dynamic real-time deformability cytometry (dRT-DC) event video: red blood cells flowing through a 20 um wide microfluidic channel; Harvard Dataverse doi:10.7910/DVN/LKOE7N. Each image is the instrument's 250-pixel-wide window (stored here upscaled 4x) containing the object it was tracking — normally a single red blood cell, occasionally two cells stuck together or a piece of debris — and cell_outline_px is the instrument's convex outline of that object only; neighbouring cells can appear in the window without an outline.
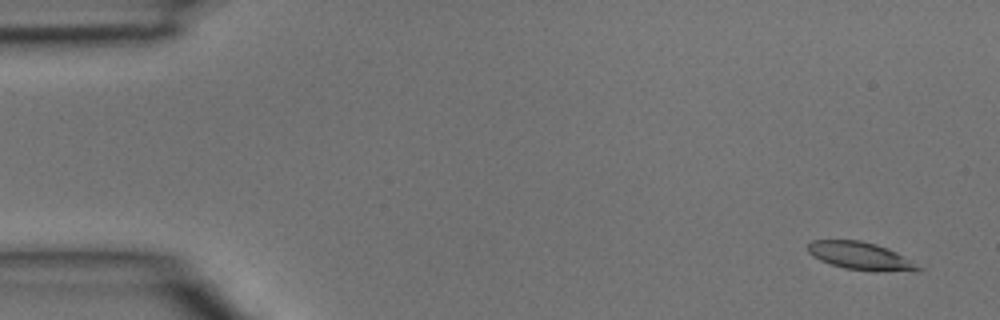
{"species": "common noctule bat (a hibernating species)", "species_latin": "Nyctalus noctula", "temperature_condition": "room temperature", "stored_images_in_passage": 5, "camera_frame_rate_fps": 3000, "um_per_image_px": 0.085, "animal": {"sex": "male", "body_mass_g": 15.6}, "frame": {"image": 1, "passage_image": 1, "time_ms": 0.0, "image_size_px": [1000, 320], "cell_outline_px": [[924, 268], [920, 272], [876, 272], [844, 268], [820, 260], [812, 256], [808, 252], [808, 244], [812, 240], [860, 240], [876, 244], [888, 248], [912, 260]], "centroid_in_image_um": [73.24, 21.78], "position_along_channel_um": 11.8, "area_um2": 18.26}}
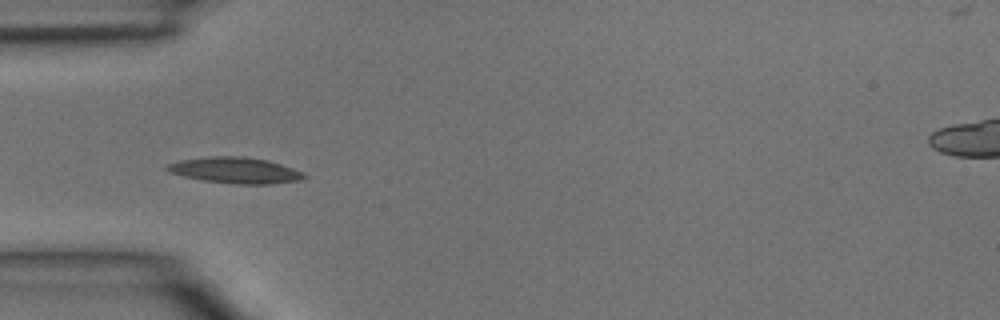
{"frame": {"image": 2, "passage_image": 4, "time_ms": 1.0, "image_size_px": [1000, 320], "cell_outline_px": [[308, 176], [300, 180], [268, 184], [236, 184], [200, 180], [168, 172], [164, 168], [168, 164], [180, 160], [208, 156], [240, 156], [268, 160], [304, 172]], "centroid_in_image_um": [19.98, 14.47], "position_along_channel_um": 65.0, "area_um2": 20.81}}
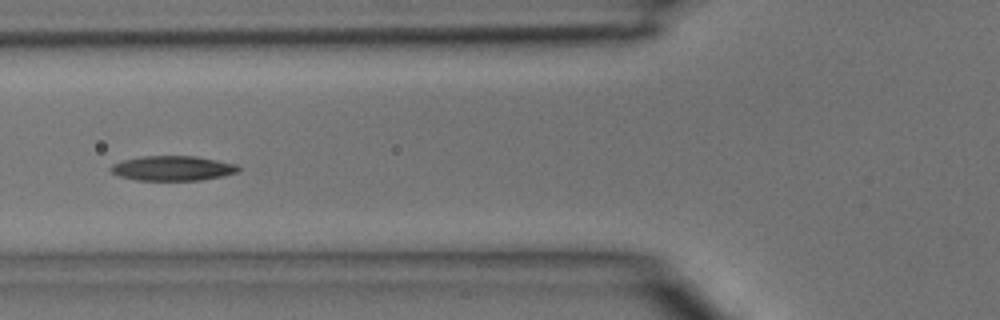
{"frame": {"image": 3, "passage_image": 5, "time_ms": 1.333, "image_size_px": [1000, 320], "cell_outline_px": [[240, 168], [236, 172], [224, 176], [200, 180], [136, 180], [120, 176], [112, 172], [108, 168], [112, 164], [124, 160], [144, 156], [196, 156], [236, 164]], "centroid_in_image_um": [14.67, 14.3], "position_along_channel_um": 111.1, "area_um2": 18.32}}